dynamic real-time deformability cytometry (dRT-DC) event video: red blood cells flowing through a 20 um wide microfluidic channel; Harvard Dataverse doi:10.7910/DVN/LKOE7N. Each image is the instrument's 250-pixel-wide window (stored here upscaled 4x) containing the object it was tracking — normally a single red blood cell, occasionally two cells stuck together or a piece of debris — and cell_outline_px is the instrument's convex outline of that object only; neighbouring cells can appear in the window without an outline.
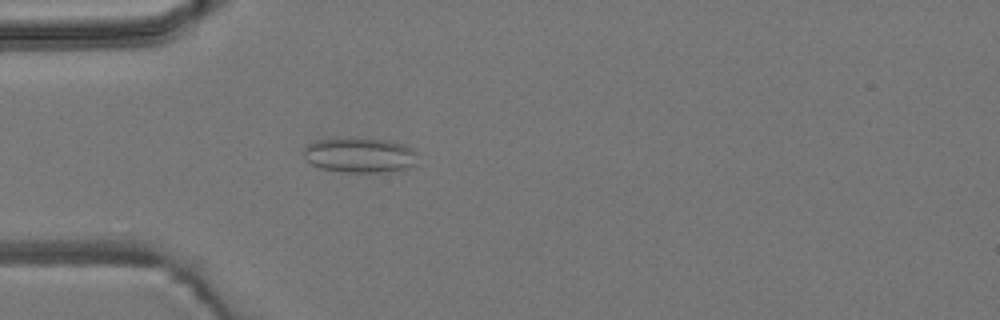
{"species": "common noctule bat (a hibernating species)", "species_latin": "Nyctalus noctula", "temperature_condition": "room temperature", "stored_images_in_passage": 2, "camera_frame_rate_fps": 3000, "um_per_image_px": 0.085, "animal": {"sex": "male", "body_mass_g": 19.2, "forearm_length_mm": 51.8}, "frame": {"image": 1, "passage_image": 2, "time_ms": 0.333, "image_size_px": [1000, 320], "cell_outline_px": [[416, 164], [408, 168], [388, 172], [344, 172], [320, 168], [312, 164], [304, 156], [304, 148], [308, 144], [316, 140], [384, 140], [404, 144], [412, 148], [416, 152]], "centroid_in_image_um": [30.62, 13.23], "position_along_channel_um": 54.4, "area_um2": 22.66}}